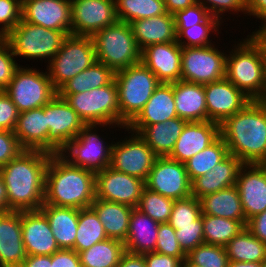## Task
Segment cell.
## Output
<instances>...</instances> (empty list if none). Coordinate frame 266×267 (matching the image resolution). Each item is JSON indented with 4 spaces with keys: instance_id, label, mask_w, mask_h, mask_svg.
<instances>
[{
    "instance_id": "89a4df30",
    "label": "cell",
    "mask_w": 266,
    "mask_h": 267,
    "mask_svg": "<svg viewBox=\"0 0 266 267\" xmlns=\"http://www.w3.org/2000/svg\"><path fill=\"white\" fill-rule=\"evenodd\" d=\"M261 267H266V259L261 262Z\"/></svg>"
},
{
    "instance_id": "6125c7cd",
    "label": "cell",
    "mask_w": 266,
    "mask_h": 267,
    "mask_svg": "<svg viewBox=\"0 0 266 267\" xmlns=\"http://www.w3.org/2000/svg\"><path fill=\"white\" fill-rule=\"evenodd\" d=\"M21 267H53L51 255H27Z\"/></svg>"
},
{
    "instance_id": "680465c9",
    "label": "cell",
    "mask_w": 266,
    "mask_h": 267,
    "mask_svg": "<svg viewBox=\"0 0 266 267\" xmlns=\"http://www.w3.org/2000/svg\"><path fill=\"white\" fill-rule=\"evenodd\" d=\"M247 17H255L260 20L259 29H255L251 34L266 31V0H246Z\"/></svg>"
},
{
    "instance_id": "f907efd6",
    "label": "cell",
    "mask_w": 266,
    "mask_h": 267,
    "mask_svg": "<svg viewBox=\"0 0 266 267\" xmlns=\"http://www.w3.org/2000/svg\"><path fill=\"white\" fill-rule=\"evenodd\" d=\"M22 0H0V38H4L21 21Z\"/></svg>"
},
{
    "instance_id": "e7e4bbea",
    "label": "cell",
    "mask_w": 266,
    "mask_h": 267,
    "mask_svg": "<svg viewBox=\"0 0 266 267\" xmlns=\"http://www.w3.org/2000/svg\"><path fill=\"white\" fill-rule=\"evenodd\" d=\"M10 212L8 206L7 189L4 183V179L0 174V214Z\"/></svg>"
},
{
    "instance_id": "836d02e7",
    "label": "cell",
    "mask_w": 266,
    "mask_h": 267,
    "mask_svg": "<svg viewBox=\"0 0 266 267\" xmlns=\"http://www.w3.org/2000/svg\"><path fill=\"white\" fill-rule=\"evenodd\" d=\"M114 79V72L105 64L96 61L74 78L64 83L57 94H77L108 85Z\"/></svg>"
},
{
    "instance_id": "e0dca14e",
    "label": "cell",
    "mask_w": 266,
    "mask_h": 267,
    "mask_svg": "<svg viewBox=\"0 0 266 267\" xmlns=\"http://www.w3.org/2000/svg\"><path fill=\"white\" fill-rule=\"evenodd\" d=\"M21 19L71 34V0H22Z\"/></svg>"
},
{
    "instance_id": "484cf974",
    "label": "cell",
    "mask_w": 266,
    "mask_h": 267,
    "mask_svg": "<svg viewBox=\"0 0 266 267\" xmlns=\"http://www.w3.org/2000/svg\"><path fill=\"white\" fill-rule=\"evenodd\" d=\"M243 162L230 153L212 170L197 177L192 183V196L201 197L236 185Z\"/></svg>"
},
{
    "instance_id": "9f6ffc18",
    "label": "cell",
    "mask_w": 266,
    "mask_h": 267,
    "mask_svg": "<svg viewBox=\"0 0 266 267\" xmlns=\"http://www.w3.org/2000/svg\"><path fill=\"white\" fill-rule=\"evenodd\" d=\"M53 267H82L79 255L75 250L59 249L51 255Z\"/></svg>"
},
{
    "instance_id": "f6af8a7d",
    "label": "cell",
    "mask_w": 266,
    "mask_h": 267,
    "mask_svg": "<svg viewBox=\"0 0 266 267\" xmlns=\"http://www.w3.org/2000/svg\"><path fill=\"white\" fill-rule=\"evenodd\" d=\"M201 214L200 200L191 195L174 201L168 223L175 230L178 226L196 225V220Z\"/></svg>"
},
{
    "instance_id": "cb8c5ba5",
    "label": "cell",
    "mask_w": 266,
    "mask_h": 267,
    "mask_svg": "<svg viewBox=\"0 0 266 267\" xmlns=\"http://www.w3.org/2000/svg\"><path fill=\"white\" fill-rule=\"evenodd\" d=\"M26 256L21 212L0 214V267H21Z\"/></svg>"
},
{
    "instance_id": "7402d4cb",
    "label": "cell",
    "mask_w": 266,
    "mask_h": 267,
    "mask_svg": "<svg viewBox=\"0 0 266 267\" xmlns=\"http://www.w3.org/2000/svg\"><path fill=\"white\" fill-rule=\"evenodd\" d=\"M22 239L26 255H52L59 246L46 216L40 211H21Z\"/></svg>"
},
{
    "instance_id": "2644e50d",
    "label": "cell",
    "mask_w": 266,
    "mask_h": 267,
    "mask_svg": "<svg viewBox=\"0 0 266 267\" xmlns=\"http://www.w3.org/2000/svg\"><path fill=\"white\" fill-rule=\"evenodd\" d=\"M262 165L266 168V161Z\"/></svg>"
},
{
    "instance_id": "ab89813d",
    "label": "cell",
    "mask_w": 266,
    "mask_h": 267,
    "mask_svg": "<svg viewBox=\"0 0 266 267\" xmlns=\"http://www.w3.org/2000/svg\"><path fill=\"white\" fill-rule=\"evenodd\" d=\"M245 227L238 220L203 215L204 243L225 247Z\"/></svg>"
},
{
    "instance_id": "f1b7e54d",
    "label": "cell",
    "mask_w": 266,
    "mask_h": 267,
    "mask_svg": "<svg viewBox=\"0 0 266 267\" xmlns=\"http://www.w3.org/2000/svg\"><path fill=\"white\" fill-rule=\"evenodd\" d=\"M176 117L173 83H160L144 108L128 126H148Z\"/></svg>"
},
{
    "instance_id": "7a4b0ae2",
    "label": "cell",
    "mask_w": 266,
    "mask_h": 267,
    "mask_svg": "<svg viewBox=\"0 0 266 267\" xmlns=\"http://www.w3.org/2000/svg\"><path fill=\"white\" fill-rule=\"evenodd\" d=\"M231 155L244 164L266 161V100H252L220 125Z\"/></svg>"
},
{
    "instance_id": "ba28073f",
    "label": "cell",
    "mask_w": 266,
    "mask_h": 267,
    "mask_svg": "<svg viewBox=\"0 0 266 267\" xmlns=\"http://www.w3.org/2000/svg\"><path fill=\"white\" fill-rule=\"evenodd\" d=\"M68 35V32L48 29L21 19L3 39L9 44L17 60L19 56L27 59V62L29 59L37 62L44 60V63L48 64Z\"/></svg>"
},
{
    "instance_id": "f5cc1de1",
    "label": "cell",
    "mask_w": 266,
    "mask_h": 267,
    "mask_svg": "<svg viewBox=\"0 0 266 267\" xmlns=\"http://www.w3.org/2000/svg\"><path fill=\"white\" fill-rule=\"evenodd\" d=\"M210 16L208 10L200 3H194L174 14L176 29H187L195 24L203 23Z\"/></svg>"
},
{
    "instance_id": "ee69618b",
    "label": "cell",
    "mask_w": 266,
    "mask_h": 267,
    "mask_svg": "<svg viewBox=\"0 0 266 267\" xmlns=\"http://www.w3.org/2000/svg\"><path fill=\"white\" fill-rule=\"evenodd\" d=\"M186 259L202 267H228L229 259L225 247L202 243L191 250Z\"/></svg>"
},
{
    "instance_id": "f35d334b",
    "label": "cell",
    "mask_w": 266,
    "mask_h": 267,
    "mask_svg": "<svg viewBox=\"0 0 266 267\" xmlns=\"http://www.w3.org/2000/svg\"><path fill=\"white\" fill-rule=\"evenodd\" d=\"M229 154L223 138L219 136L212 144L191 157L185 164L191 183L212 170Z\"/></svg>"
},
{
    "instance_id": "db71d44e",
    "label": "cell",
    "mask_w": 266,
    "mask_h": 267,
    "mask_svg": "<svg viewBox=\"0 0 266 267\" xmlns=\"http://www.w3.org/2000/svg\"><path fill=\"white\" fill-rule=\"evenodd\" d=\"M24 150L14 131L0 130V168L17 158Z\"/></svg>"
},
{
    "instance_id": "5b68a950",
    "label": "cell",
    "mask_w": 266,
    "mask_h": 267,
    "mask_svg": "<svg viewBox=\"0 0 266 267\" xmlns=\"http://www.w3.org/2000/svg\"><path fill=\"white\" fill-rule=\"evenodd\" d=\"M118 90L119 126L124 130L141 112L160 84L142 62L114 73Z\"/></svg>"
},
{
    "instance_id": "8992f818",
    "label": "cell",
    "mask_w": 266,
    "mask_h": 267,
    "mask_svg": "<svg viewBox=\"0 0 266 267\" xmlns=\"http://www.w3.org/2000/svg\"><path fill=\"white\" fill-rule=\"evenodd\" d=\"M116 127H118V130L122 128L119 125L111 124H85L79 134L69 141L59 154L73 166H78L94 173L103 171L111 164L113 141L111 140L110 143L108 139L106 140L108 138L107 132H105V137L98 132L99 129L104 132L108 128L110 130V128L116 129Z\"/></svg>"
},
{
    "instance_id": "d6986e66",
    "label": "cell",
    "mask_w": 266,
    "mask_h": 267,
    "mask_svg": "<svg viewBox=\"0 0 266 267\" xmlns=\"http://www.w3.org/2000/svg\"><path fill=\"white\" fill-rule=\"evenodd\" d=\"M246 222L266 210V168L243 164L236 180Z\"/></svg>"
},
{
    "instance_id": "d4e9b609",
    "label": "cell",
    "mask_w": 266,
    "mask_h": 267,
    "mask_svg": "<svg viewBox=\"0 0 266 267\" xmlns=\"http://www.w3.org/2000/svg\"><path fill=\"white\" fill-rule=\"evenodd\" d=\"M186 123V120L176 117L163 123L148 126H127L126 128L139 134L157 157H167L171 154Z\"/></svg>"
},
{
    "instance_id": "9c48e42d",
    "label": "cell",
    "mask_w": 266,
    "mask_h": 267,
    "mask_svg": "<svg viewBox=\"0 0 266 267\" xmlns=\"http://www.w3.org/2000/svg\"><path fill=\"white\" fill-rule=\"evenodd\" d=\"M97 61L91 36L68 35L60 50L46 64L52 85L58 90Z\"/></svg>"
},
{
    "instance_id": "4316f807",
    "label": "cell",
    "mask_w": 266,
    "mask_h": 267,
    "mask_svg": "<svg viewBox=\"0 0 266 267\" xmlns=\"http://www.w3.org/2000/svg\"><path fill=\"white\" fill-rule=\"evenodd\" d=\"M130 25L140 50L152 44L177 41L175 18L168 12L151 18L134 20Z\"/></svg>"
},
{
    "instance_id": "277c9868",
    "label": "cell",
    "mask_w": 266,
    "mask_h": 267,
    "mask_svg": "<svg viewBox=\"0 0 266 267\" xmlns=\"http://www.w3.org/2000/svg\"><path fill=\"white\" fill-rule=\"evenodd\" d=\"M233 42L234 46L232 44L226 55L225 78L250 99L266 100V51L263 42L250 32L244 39Z\"/></svg>"
},
{
    "instance_id": "5bb4252c",
    "label": "cell",
    "mask_w": 266,
    "mask_h": 267,
    "mask_svg": "<svg viewBox=\"0 0 266 267\" xmlns=\"http://www.w3.org/2000/svg\"><path fill=\"white\" fill-rule=\"evenodd\" d=\"M118 21L115 0H71V34L93 36Z\"/></svg>"
},
{
    "instance_id": "11a10c76",
    "label": "cell",
    "mask_w": 266,
    "mask_h": 267,
    "mask_svg": "<svg viewBox=\"0 0 266 267\" xmlns=\"http://www.w3.org/2000/svg\"><path fill=\"white\" fill-rule=\"evenodd\" d=\"M19 111L11 98L0 91V130L14 131L19 117Z\"/></svg>"
},
{
    "instance_id": "44dd1931",
    "label": "cell",
    "mask_w": 266,
    "mask_h": 267,
    "mask_svg": "<svg viewBox=\"0 0 266 267\" xmlns=\"http://www.w3.org/2000/svg\"><path fill=\"white\" fill-rule=\"evenodd\" d=\"M49 137L62 149L85 125L67 101L58 94L44 105Z\"/></svg>"
},
{
    "instance_id": "d590c367",
    "label": "cell",
    "mask_w": 266,
    "mask_h": 267,
    "mask_svg": "<svg viewBox=\"0 0 266 267\" xmlns=\"http://www.w3.org/2000/svg\"><path fill=\"white\" fill-rule=\"evenodd\" d=\"M229 261L262 262L266 259V244L246 227L225 246Z\"/></svg>"
},
{
    "instance_id": "ac0fdd59",
    "label": "cell",
    "mask_w": 266,
    "mask_h": 267,
    "mask_svg": "<svg viewBox=\"0 0 266 267\" xmlns=\"http://www.w3.org/2000/svg\"><path fill=\"white\" fill-rule=\"evenodd\" d=\"M14 134L25 150L59 154L61 148L49 137L44 106L19 113Z\"/></svg>"
},
{
    "instance_id": "6da1fadb",
    "label": "cell",
    "mask_w": 266,
    "mask_h": 267,
    "mask_svg": "<svg viewBox=\"0 0 266 267\" xmlns=\"http://www.w3.org/2000/svg\"><path fill=\"white\" fill-rule=\"evenodd\" d=\"M50 156V153L41 150H24L0 168L10 211H36L41 208Z\"/></svg>"
},
{
    "instance_id": "003e7915",
    "label": "cell",
    "mask_w": 266,
    "mask_h": 267,
    "mask_svg": "<svg viewBox=\"0 0 266 267\" xmlns=\"http://www.w3.org/2000/svg\"><path fill=\"white\" fill-rule=\"evenodd\" d=\"M255 35L263 42L266 51V31L255 33Z\"/></svg>"
},
{
    "instance_id": "83f0119b",
    "label": "cell",
    "mask_w": 266,
    "mask_h": 267,
    "mask_svg": "<svg viewBox=\"0 0 266 267\" xmlns=\"http://www.w3.org/2000/svg\"><path fill=\"white\" fill-rule=\"evenodd\" d=\"M176 113L187 122L207 121L206 97L203 84L177 81L173 83Z\"/></svg>"
},
{
    "instance_id": "603a6c76",
    "label": "cell",
    "mask_w": 266,
    "mask_h": 267,
    "mask_svg": "<svg viewBox=\"0 0 266 267\" xmlns=\"http://www.w3.org/2000/svg\"><path fill=\"white\" fill-rule=\"evenodd\" d=\"M220 136V125L211 121L187 122L175 142L171 159L186 163Z\"/></svg>"
},
{
    "instance_id": "91938a15",
    "label": "cell",
    "mask_w": 266,
    "mask_h": 267,
    "mask_svg": "<svg viewBox=\"0 0 266 267\" xmlns=\"http://www.w3.org/2000/svg\"><path fill=\"white\" fill-rule=\"evenodd\" d=\"M246 228L266 244V210L247 221Z\"/></svg>"
},
{
    "instance_id": "30bf717a",
    "label": "cell",
    "mask_w": 266,
    "mask_h": 267,
    "mask_svg": "<svg viewBox=\"0 0 266 267\" xmlns=\"http://www.w3.org/2000/svg\"><path fill=\"white\" fill-rule=\"evenodd\" d=\"M23 66L20 65L4 89L19 112L41 108L57 95L47 70Z\"/></svg>"
},
{
    "instance_id": "7c38bea8",
    "label": "cell",
    "mask_w": 266,
    "mask_h": 267,
    "mask_svg": "<svg viewBox=\"0 0 266 267\" xmlns=\"http://www.w3.org/2000/svg\"><path fill=\"white\" fill-rule=\"evenodd\" d=\"M126 131L129 135L123 136L124 139L120 137V140L118 139L112 144L110 167L146 181L157 156L139 134L127 128H125L124 134Z\"/></svg>"
},
{
    "instance_id": "e575fe53",
    "label": "cell",
    "mask_w": 266,
    "mask_h": 267,
    "mask_svg": "<svg viewBox=\"0 0 266 267\" xmlns=\"http://www.w3.org/2000/svg\"><path fill=\"white\" fill-rule=\"evenodd\" d=\"M124 252V242L107 238L78 255L82 267H117Z\"/></svg>"
},
{
    "instance_id": "1f68e13d",
    "label": "cell",
    "mask_w": 266,
    "mask_h": 267,
    "mask_svg": "<svg viewBox=\"0 0 266 267\" xmlns=\"http://www.w3.org/2000/svg\"><path fill=\"white\" fill-rule=\"evenodd\" d=\"M97 214L108 238L125 242L133 207L95 198L90 206Z\"/></svg>"
},
{
    "instance_id": "681fc988",
    "label": "cell",
    "mask_w": 266,
    "mask_h": 267,
    "mask_svg": "<svg viewBox=\"0 0 266 267\" xmlns=\"http://www.w3.org/2000/svg\"><path fill=\"white\" fill-rule=\"evenodd\" d=\"M175 236L186 255L204 243L203 214L196 220V225L178 226V229L175 230Z\"/></svg>"
},
{
    "instance_id": "03108f58",
    "label": "cell",
    "mask_w": 266,
    "mask_h": 267,
    "mask_svg": "<svg viewBox=\"0 0 266 267\" xmlns=\"http://www.w3.org/2000/svg\"><path fill=\"white\" fill-rule=\"evenodd\" d=\"M228 267H261V262L229 261Z\"/></svg>"
},
{
    "instance_id": "b9f144b4",
    "label": "cell",
    "mask_w": 266,
    "mask_h": 267,
    "mask_svg": "<svg viewBox=\"0 0 266 267\" xmlns=\"http://www.w3.org/2000/svg\"><path fill=\"white\" fill-rule=\"evenodd\" d=\"M118 21L151 18L167 13L164 0H115Z\"/></svg>"
},
{
    "instance_id": "816d5d0a",
    "label": "cell",
    "mask_w": 266,
    "mask_h": 267,
    "mask_svg": "<svg viewBox=\"0 0 266 267\" xmlns=\"http://www.w3.org/2000/svg\"><path fill=\"white\" fill-rule=\"evenodd\" d=\"M19 67L20 63H17L11 47L3 38H0V91L9 85Z\"/></svg>"
},
{
    "instance_id": "4dcf8cb0",
    "label": "cell",
    "mask_w": 266,
    "mask_h": 267,
    "mask_svg": "<svg viewBox=\"0 0 266 267\" xmlns=\"http://www.w3.org/2000/svg\"><path fill=\"white\" fill-rule=\"evenodd\" d=\"M39 210L48 219L59 248L74 250L79 209L43 204Z\"/></svg>"
},
{
    "instance_id": "7bdbcfd3",
    "label": "cell",
    "mask_w": 266,
    "mask_h": 267,
    "mask_svg": "<svg viewBox=\"0 0 266 267\" xmlns=\"http://www.w3.org/2000/svg\"><path fill=\"white\" fill-rule=\"evenodd\" d=\"M174 201L145 187L136 209L148 215L159 224L168 223Z\"/></svg>"
},
{
    "instance_id": "c3c4849f",
    "label": "cell",
    "mask_w": 266,
    "mask_h": 267,
    "mask_svg": "<svg viewBox=\"0 0 266 267\" xmlns=\"http://www.w3.org/2000/svg\"><path fill=\"white\" fill-rule=\"evenodd\" d=\"M78 114L84 124H94V101L92 90L77 94H58Z\"/></svg>"
},
{
    "instance_id": "8d00e7d4",
    "label": "cell",
    "mask_w": 266,
    "mask_h": 267,
    "mask_svg": "<svg viewBox=\"0 0 266 267\" xmlns=\"http://www.w3.org/2000/svg\"><path fill=\"white\" fill-rule=\"evenodd\" d=\"M94 124L119 125L118 90L113 79L108 85L92 89Z\"/></svg>"
},
{
    "instance_id": "d6a6232c",
    "label": "cell",
    "mask_w": 266,
    "mask_h": 267,
    "mask_svg": "<svg viewBox=\"0 0 266 267\" xmlns=\"http://www.w3.org/2000/svg\"><path fill=\"white\" fill-rule=\"evenodd\" d=\"M203 215L218 216L241 221L247 225L236 185L207 194L200 199Z\"/></svg>"
},
{
    "instance_id": "a7ac6f4b",
    "label": "cell",
    "mask_w": 266,
    "mask_h": 267,
    "mask_svg": "<svg viewBox=\"0 0 266 267\" xmlns=\"http://www.w3.org/2000/svg\"><path fill=\"white\" fill-rule=\"evenodd\" d=\"M182 267H202L196 264L190 263L187 259L182 262Z\"/></svg>"
},
{
    "instance_id": "be15d7a7",
    "label": "cell",
    "mask_w": 266,
    "mask_h": 267,
    "mask_svg": "<svg viewBox=\"0 0 266 267\" xmlns=\"http://www.w3.org/2000/svg\"><path fill=\"white\" fill-rule=\"evenodd\" d=\"M166 11L169 14H176L178 11L186 9L197 3V0H164Z\"/></svg>"
},
{
    "instance_id": "9a60e30c",
    "label": "cell",
    "mask_w": 266,
    "mask_h": 267,
    "mask_svg": "<svg viewBox=\"0 0 266 267\" xmlns=\"http://www.w3.org/2000/svg\"><path fill=\"white\" fill-rule=\"evenodd\" d=\"M144 188L145 181L116 171L110 166L95 173V198L97 199L136 208Z\"/></svg>"
},
{
    "instance_id": "f546056e",
    "label": "cell",
    "mask_w": 266,
    "mask_h": 267,
    "mask_svg": "<svg viewBox=\"0 0 266 267\" xmlns=\"http://www.w3.org/2000/svg\"><path fill=\"white\" fill-rule=\"evenodd\" d=\"M159 223L134 208L129 221L125 251L134 254L155 252Z\"/></svg>"
},
{
    "instance_id": "6f0895ef",
    "label": "cell",
    "mask_w": 266,
    "mask_h": 267,
    "mask_svg": "<svg viewBox=\"0 0 266 267\" xmlns=\"http://www.w3.org/2000/svg\"><path fill=\"white\" fill-rule=\"evenodd\" d=\"M142 255L146 267H182V261L178 257L157 252H147Z\"/></svg>"
},
{
    "instance_id": "ffe728a7",
    "label": "cell",
    "mask_w": 266,
    "mask_h": 267,
    "mask_svg": "<svg viewBox=\"0 0 266 267\" xmlns=\"http://www.w3.org/2000/svg\"><path fill=\"white\" fill-rule=\"evenodd\" d=\"M181 55L177 41L152 44L141 50V62L160 83H175L181 80Z\"/></svg>"
},
{
    "instance_id": "60d3db41",
    "label": "cell",
    "mask_w": 266,
    "mask_h": 267,
    "mask_svg": "<svg viewBox=\"0 0 266 267\" xmlns=\"http://www.w3.org/2000/svg\"><path fill=\"white\" fill-rule=\"evenodd\" d=\"M221 25H226V23L223 24L218 18L210 15L203 23L195 24L187 29H176L177 42L181 47H205L213 45L216 42L212 41L215 38L212 39L211 37L216 33H222Z\"/></svg>"
},
{
    "instance_id": "8fae6325",
    "label": "cell",
    "mask_w": 266,
    "mask_h": 267,
    "mask_svg": "<svg viewBox=\"0 0 266 267\" xmlns=\"http://www.w3.org/2000/svg\"><path fill=\"white\" fill-rule=\"evenodd\" d=\"M218 48L219 44L182 47L181 81L204 85L225 78L227 50Z\"/></svg>"
},
{
    "instance_id": "74e56055",
    "label": "cell",
    "mask_w": 266,
    "mask_h": 267,
    "mask_svg": "<svg viewBox=\"0 0 266 267\" xmlns=\"http://www.w3.org/2000/svg\"><path fill=\"white\" fill-rule=\"evenodd\" d=\"M107 238L105 229L95 211L91 207L79 209L74 250L77 253L87 250Z\"/></svg>"
},
{
    "instance_id": "7dc6e473",
    "label": "cell",
    "mask_w": 266,
    "mask_h": 267,
    "mask_svg": "<svg viewBox=\"0 0 266 267\" xmlns=\"http://www.w3.org/2000/svg\"><path fill=\"white\" fill-rule=\"evenodd\" d=\"M155 252L178 257L182 262L186 259L175 236V229L169 223L159 224Z\"/></svg>"
},
{
    "instance_id": "3957f363",
    "label": "cell",
    "mask_w": 266,
    "mask_h": 267,
    "mask_svg": "<svg viewBox=\"0 0 266 267\" xmlns=\"http://www.w3.org/2000/svg\"><path fill=\"white\" fill-rule=\"evenodd\" d=\"M95 200V173L51 154L45 173L44 203L57 207L88 208Z\"/></svg>"
},
{
    "instance_id": "bcb514c9",
    "label": "cell",
    "mask_w": 266,
    "mask_h": 267,
    "mask_svg": "<svg viewBox=\"0 0 266 267\" xmlns=\"http://www.w3.org/2000/svg\"><path fill=\"white\" fill-rule=\"evenodd\" d=\"M197 3H200L211 16L218 18L223 23L226 22L225 19L227 21L229 19V16L224 18L228 12L230 15L236 13L239 17H241L240 13L245 16L247 14L246 0H197Z\"/></svg>"
},
{
    "instance_id": "2e32d148",
    "label": "cell",
    "mask_w": 266,
    "mask_h": 267,
    "mask_svg": "<svg viewBox=\"0 0 266 267\" xmlns=\"http://www.w3.org/2000/svg\"><path fill=\"white\" fill-rule=\"evenodd\" d=\"M207 121L221 125L252 101L227 78L204 84Z\"/></svg>"
},
{
    "instance_id": "52a82bcc",
    "label": "cell",
    "mask_w": 266,
    "mask_h": 267,
    "mask_svg": "<svg viewBox=\"0 0 266 267\" xmlns=\"http://www.w3.org/2000/svg\"><path fill=\"white\" fill-rule=\"evenodd\" d=\"M96 58L114 73L141 62L139 49L129 23L117 21L92 36Z\"/></svg>"
},
{
    "instance_id": "4fadbf2b",
    "label": "cell",
    "mask_w": 266,
    "mask_h": 267,
    "mask_svg": "<svg viewBox=\"0 0 266 267\" xmlns=\"http://www.w3.org/2000/svg\"><path fill=\"white\" fill-rule=\"evenodd\" d=\"M145 187L173 200L192 195L185 164L168 156L157 157L145 181Z\"/></svg>"
},
{
    "instance_id": "94428289",
    "label": "cell",
    "mask_w": 266,
    "mask_h": 267,
    "mask_svg": "<svg viewBox=\"0 0 266 267\" xmlns=\"http://www.w3.org/2000/svg\"><path fill=\"white\" fill-rule=\"evenodd\" d=\"M117 267H146L144 256L125 251Z\"/></svg>"
}]
</instances>
